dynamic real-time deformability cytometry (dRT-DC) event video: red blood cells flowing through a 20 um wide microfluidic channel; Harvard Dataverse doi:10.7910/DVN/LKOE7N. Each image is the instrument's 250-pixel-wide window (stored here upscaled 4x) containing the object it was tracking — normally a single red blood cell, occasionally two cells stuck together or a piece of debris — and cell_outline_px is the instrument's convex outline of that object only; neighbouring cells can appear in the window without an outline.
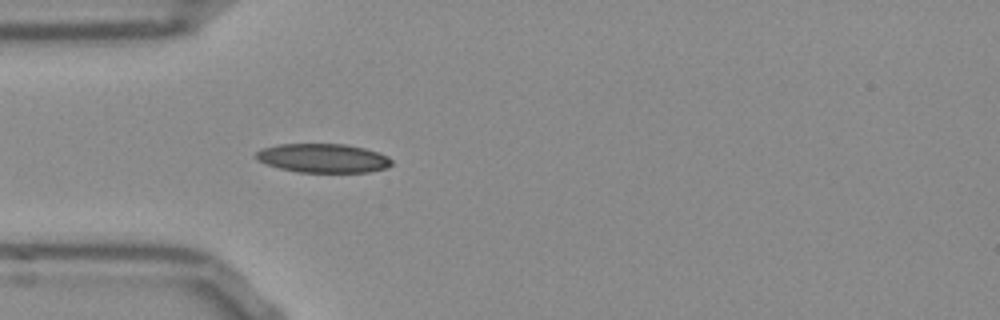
{"species": "Egyptian fruit bat (a non-hibernating species)", "species_latin": "Rousettus aegyptiacus", "temperature_condition": "room temperature", "stored_images_in_passage": 39, "camera_frame_rate_fps": 3000, "um_per_image_px": 0.085, "frame": {"image": 1, "passage_image": 1, "time_ms": 0.0, "image_size_px": [1000, 320], "cell_outline_px": [[392, 164], [384, 168], [368, 172], [300, 172], [280, 168], [256, 160], [256, 152], [264, 148], [280, 144], [344, 144], [364, 148], [388, 156], [392, 160]], "centroid_in_image_um": [27.46, 13.44], "position_along_channel_um": 57.5, "area_um2": 22.6}}
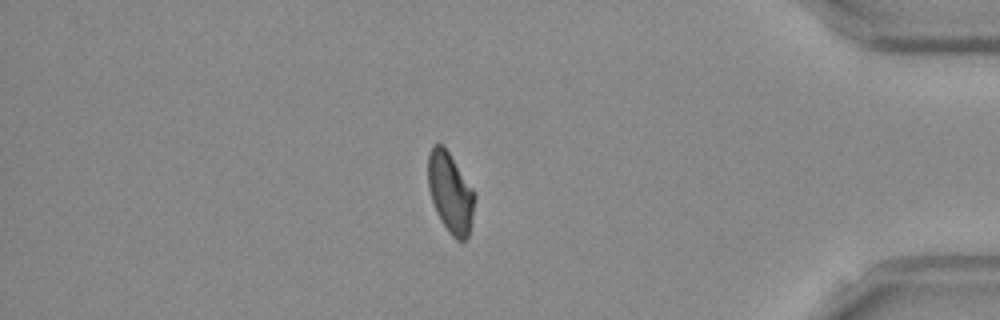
{"frame": {"image": 2, "passage_image": 31, "time_ms": 10.0, "image_size_px": [1000, 320], "cell_outline_px": [[476, 196], [468, 236], [464, 240], [456, 240], [448, 232], [440, 220], [436, 212], [428, 188], [428, 152], [432, 144], [440, 144], [448, 152], [472, 188]], "centroid_in_image_um": [38.26, 16.39], "position_along_channel_um": 396.9, "area_um2": 21.56}}
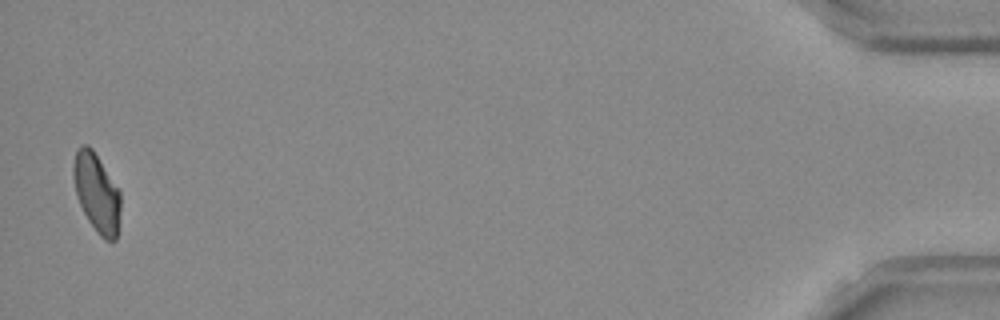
{"frame": {"image": 3, "passage_image": 38, "time_ms": 12.333, "image_size_px": [1000, 320], "cell_outline_px": [[120, 208], [116, 240], [104, 240], [100, 236], [88, 220], [80, 204], [76, 192], [72, 176], [72, 168], [76, 152], [80, 144], [88, 144], [92, 148], [120, 192]], "centroid_in_image_um": [8.2, 16.37], "position_along_channel_um": 427.0, "area_um2": 21.39}, "authors_computed_cell_mechanics": {"area_um2": 22.0218, "velocity_mm_per_s": 3.7828, "shape_relaxation_time_tau1_ms": 11.127, "shape_relaxation_time_tau2_ms": 4.7633, "deformation_change_tau1": 0.2228, "deformation_change_tau2": 0.1019}}